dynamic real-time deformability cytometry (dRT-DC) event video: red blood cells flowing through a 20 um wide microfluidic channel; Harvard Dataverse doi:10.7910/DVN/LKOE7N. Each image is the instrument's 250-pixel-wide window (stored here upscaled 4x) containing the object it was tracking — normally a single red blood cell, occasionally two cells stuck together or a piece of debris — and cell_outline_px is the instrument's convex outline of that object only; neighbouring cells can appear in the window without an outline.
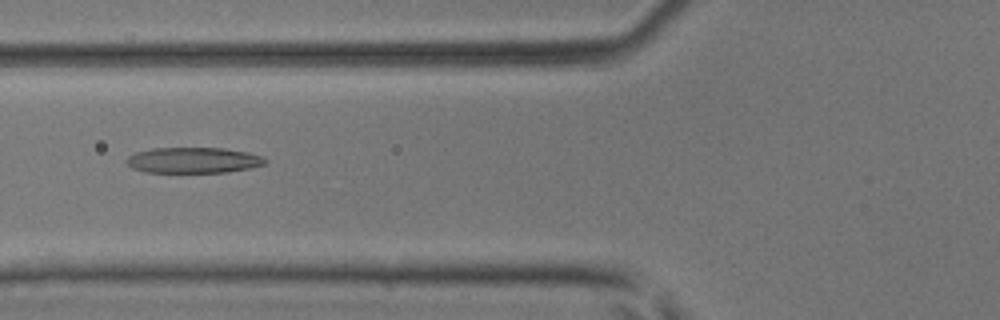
{"species": "common noctule bat (a hibernating species)", "species_latin": "Nyctalus noctula", "temperature_condition": "room temperature", "stored_images_in_passage": 47, "camera_frame_rate_fps": 3000, "um_per_image_px": 0.085, "animal": {"sex": "male", "body_mass_g": 17.9, "forearm_length_mm": 54.2}, "frame": {"image": 1, "passage_image": 17, "time_ms": 5.333, "image_size_px": [1000, 320], "cell_outline_px": [[268, 160], [264, 164], [252, 168], [228, 172], [144, 172], [132, 168], [124, 160], [128, 156], [136, 152], [152, 148], [224, 148], [248, 152], [264, 156]], "centroid_in_image_um": [16.46, 13.61], "position_along_channel_um": 109.3, "area_um2": 20.98}}
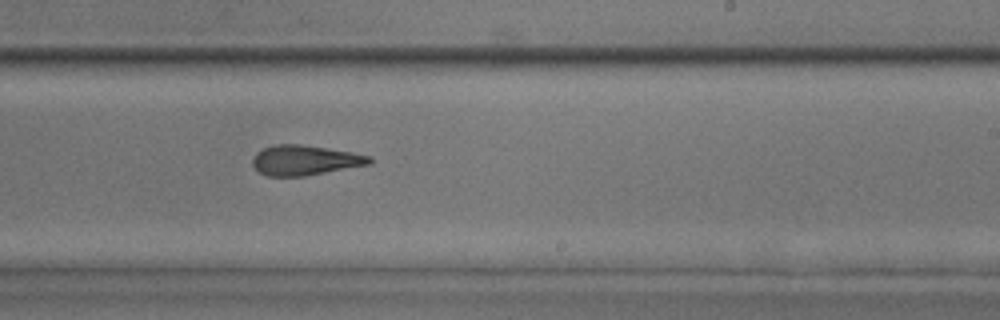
{"frame": {"image": 2, "passage_image": 28, "time_ms": 9.0, "image_size_px": [1000, 320], "cell_outline_px": [[372, 164], [304, 176], [268, 176], [260, 172], [252, 164], [252, 160], [256, 152], [264, 148], [276, 144], [300, 144], [328, 148], [352, 152], [372, 156]], "centroid_in_image_um": [25.94, 13.61], "position_along_channel_um": 263.1, "area_um2": 20.46}}
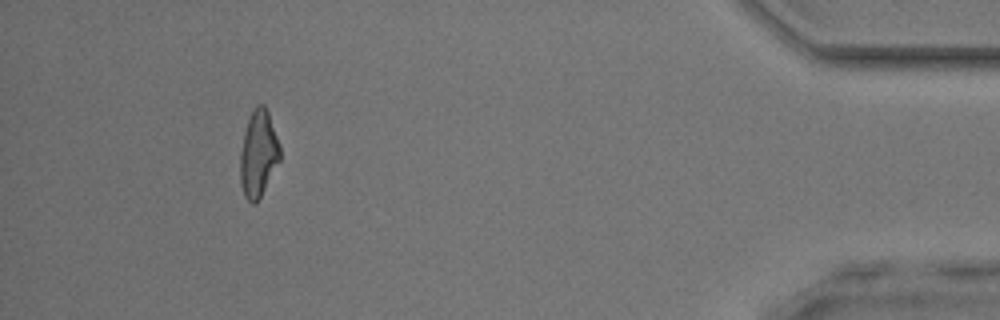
{"frame": {"image": 3, "passage_image": 43, "time_ms": 14.0, "image_size_px": [1000, 320], "cell_outline_px": [[280, 160], [256, 204], [252, 204], [244, 196], [240, 184], [240, 152], [244, 132], [252, 108], [256, 104], [264, 104], [268, 112], [280, 144]], "centroid_in_image_um": [21.95, 13.06], "position_along_channel_um": 413.3, "area_um2": 20.17}, "authors_computed_cell_mechanics": {"area_um2": 20.808, "velocity_mm_per_s": 4.2082, "shape_relaxation_time_tau1_ms": 7.807, "shape_relaxation_time_tau2_ms": 3.4962, "deformation_change_tau1": 0.254, "deformation_change_tau2": 0.1587}}